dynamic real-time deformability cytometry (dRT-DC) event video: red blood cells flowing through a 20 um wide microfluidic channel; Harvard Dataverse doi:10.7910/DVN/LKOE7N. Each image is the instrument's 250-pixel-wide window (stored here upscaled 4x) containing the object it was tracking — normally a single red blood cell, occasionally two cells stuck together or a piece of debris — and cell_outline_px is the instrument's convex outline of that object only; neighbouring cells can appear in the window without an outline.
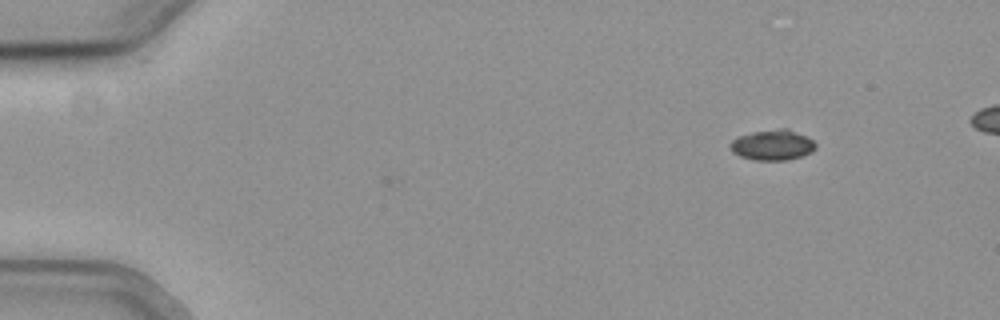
{"species": "common noctule bat (a hibernating species)", "species_latin": "Nyctalus noctula", "temperature_condition": "cold", "stored_images_in_passage": 35, "camera_frame_rate_fps": 3000, "um_per_image_px": 0.085, "animal": {"sex": "female", "body_mass_g": 19.3, "forearm_length_mm": 54.1}, "frame": {"image": 1, "passage_image": 1, "time_ms": 0.0, "image_size_px": [1000, 320], "cell_outline_px": [[816, 148], [812, 152], [788, 160], [752, 160], [740, 156], [732, 152], [732, 140], [740, 136], [752, 132], [780, 128], [788, 128], [812, 140], [816, 144]], "centroid_in_image_um": [65.68, 12.33], "position_along_channel_um": 19.3, "area_um2": 14.97}}
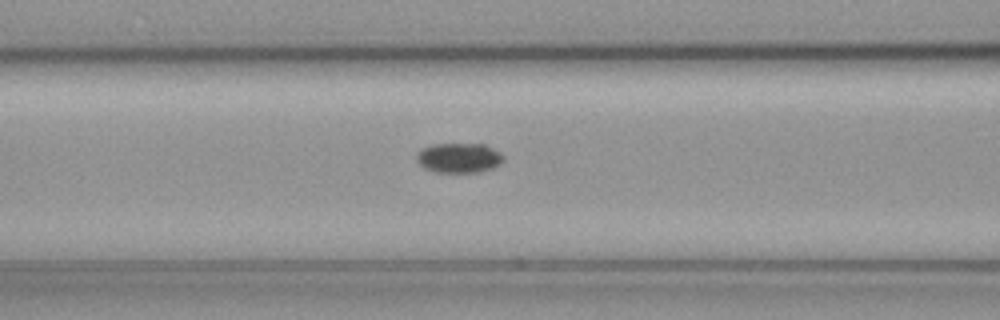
{"frame": {"image": 2, "passage_image": 18, "time_ms": 5.667, "image_size_px": [1000, 320], "cell_outline_px": [[504, 160], [500, 164], [492, 168], [480, 172], [432, 172], [424, 168], [416, 160], [416, 156], [420, 148], [432, 144], [484, 144], [500, 152], [504, 156]], "centroid_in_image_um": [38.99, 13.42], "position_along_channel_um": 127.6, "area_um2": 15.26}}
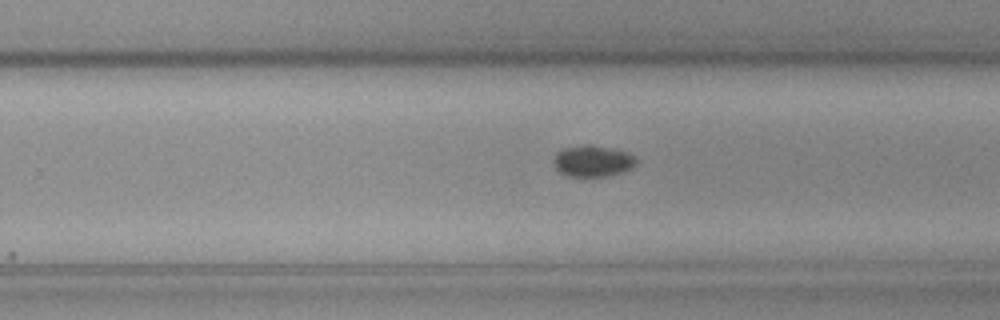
{"frame": {"image": 3, "passage_image": 30, "time_ms": 9.667, "image_size_px": [1000, 320], "cell_outline_px": [[636, 164], [632, 168], [624, 172], [608, 176], [568, 176], [560, 172], [552, 164], [552, 160], [556, 152], [564, 148], [584, 144], [592, 144], [616, 148], [628, 152], [636, 156]], "centroid_in_image_um": [50.4, 13.67], "position_along_channel_um": 279.4, "area_um2": 15.55}}